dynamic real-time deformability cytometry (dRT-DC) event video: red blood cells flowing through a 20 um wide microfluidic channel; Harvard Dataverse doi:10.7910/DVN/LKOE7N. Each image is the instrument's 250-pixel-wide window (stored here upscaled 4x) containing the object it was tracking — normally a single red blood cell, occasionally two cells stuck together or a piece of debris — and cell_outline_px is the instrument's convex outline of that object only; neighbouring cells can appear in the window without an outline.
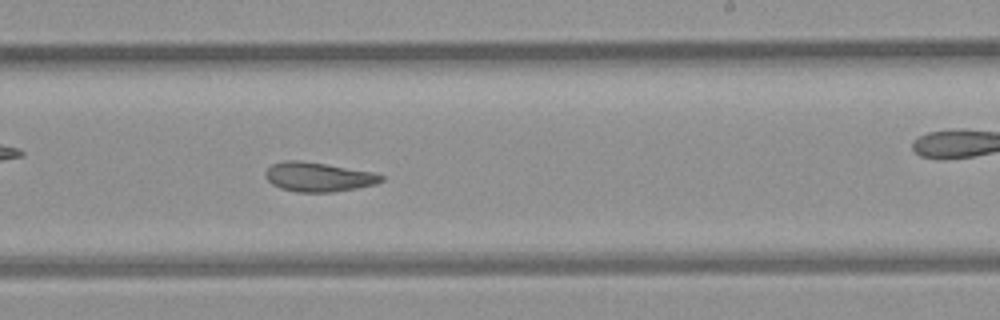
{"species": "common noctule bat (a hibernating species)", "species_latin": "Nyctalus noctula", "temperature_condition": "room temperature", "stored_images_in_passage": 52, "camera_frame_rate_fps": 3000, "um_per_image_px": 0.085, "animal": {"sex": "female", "body_mass_g": 21.9}, "frame": {"image": 1, "passage_image": 30, "time_ms": 9.667, "image_size_px": [1000, 320], "cell_outline_px": [[384, 180], [376, 184], [356, 188], [332, 192], [296, 192], [280, 188], [272, 184], [264, 176], [264, 172], [272, 164], [284, 160], [300, 160], [372, 172], [384, 176]], "centroid_in_image_um": [27.02, 15.04], "position_along_channel_um": 262.0, "area_um2": 19.71}, "authors_computed_cell_mechanics": {"area_um2": 21.675, "velocity_mm_per_s": 3.8579, "shape_relaxation_time_tau1_ms": null, "shape_relaxation_time_tau2_ms": 3.6575, "deformation_change_tau1": null, "deformation_change_tau2": 0.1112}}